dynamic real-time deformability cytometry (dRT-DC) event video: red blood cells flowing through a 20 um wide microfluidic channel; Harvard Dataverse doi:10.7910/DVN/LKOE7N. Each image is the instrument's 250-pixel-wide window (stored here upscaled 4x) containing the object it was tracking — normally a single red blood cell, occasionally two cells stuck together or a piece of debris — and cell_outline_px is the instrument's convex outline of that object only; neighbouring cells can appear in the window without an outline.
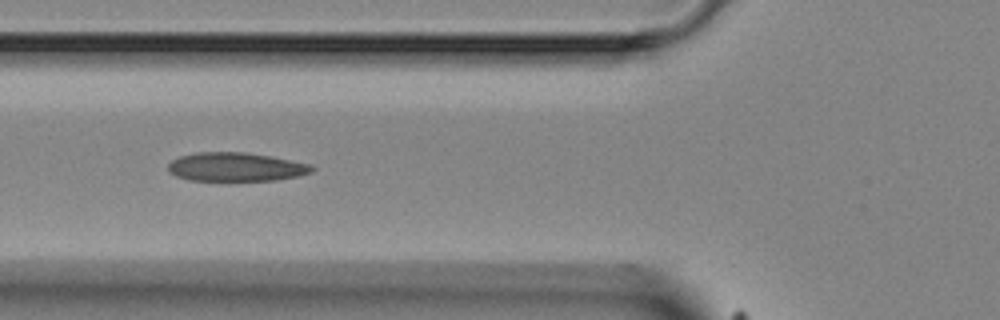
{"species": "Egyptian fruit bat (a non-hibernating species)", "species_latin": "Rousettus aegyptiacus", "temperature_condition": "room temperature", "stored_images_in_passage": 7, "camera_frame_rate_fps": 3000, "um_per_image_px": 0.085, "animal": {"sex": "female"}, "frame": {"image": 1, "passage_image": 4, "time_ms": 3.333, "image_size_px": [1000, 320], "cell_outline_px": [[316, 168], [312, 172], [300, 176], [276, 180], [188, 180], [176, 176], [168, 168], [168, 164], [172, 160], [180, 156], [196, 152], [244, 152], [272, 156], [312, 164]], "centroid_in_image_um": [20.1, 14.18], "position_along_channel_um": 105.7, "area_um2": 24.16}}
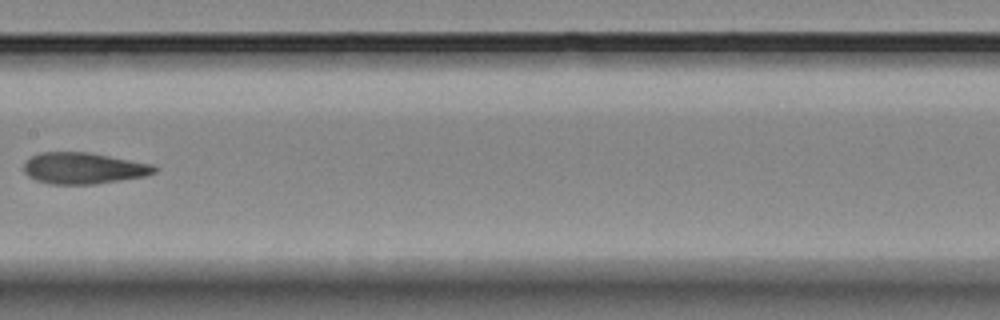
{"frame": {"image": 2, "passage_image": 6, "time_ms": 5.667, "image_size_px": [1000, 320], "cell_outline_px": [[160, 168], [156, 172], [144, 176], [96, 184], [52, 184], [36, 180], [28, 176], [24, 172], [24, 160], [40, 152], [88, 152], [152, 164]], "centroid_in_image_um": [7.09, 14.29], "position_along_channel_um": 200.3, "area_um2": 23.87}}
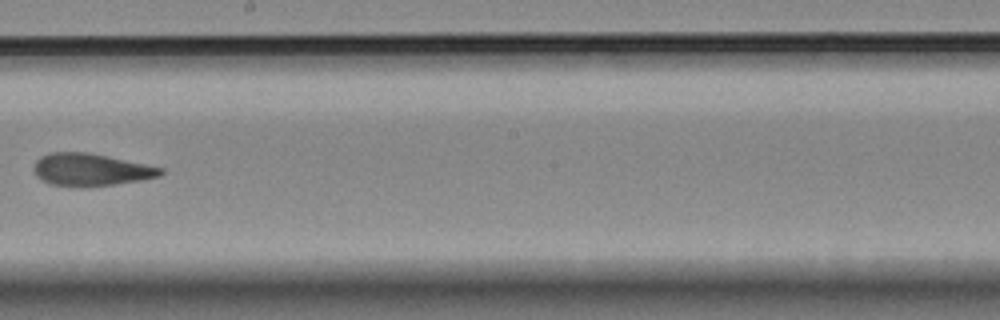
{"frame": {"image": 3, "passage_image": 7, "time_ms": 6.667, "image_size_px": [1000, 320], "cell_outline_px": [[164, 172], [160, 176], [140, 180], [116, 184], [52, 184], [36, 176], [36, 160], [40, 156], [52, 152], [88, 152], [164, 168]], "centroid_in_image_um": [7.77, 14.38], "position_along_channel_um": 240.4, "area_um2": 22.89}}